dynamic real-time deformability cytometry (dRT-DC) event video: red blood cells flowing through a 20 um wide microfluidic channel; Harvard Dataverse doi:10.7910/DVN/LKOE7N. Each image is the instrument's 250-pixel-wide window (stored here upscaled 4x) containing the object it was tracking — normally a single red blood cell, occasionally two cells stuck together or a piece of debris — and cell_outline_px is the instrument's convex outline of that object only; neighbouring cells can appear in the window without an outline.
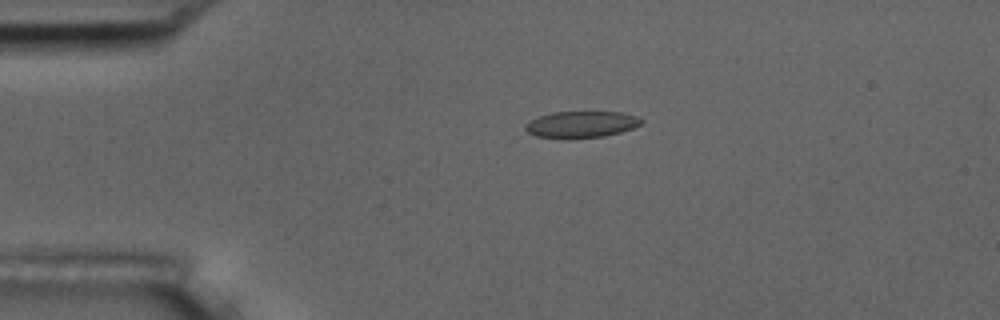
{"species": "common noctule bat (a hibernating species)", "species_latin": "Nyctalus noctula", "temperature_condition": "room temperature", "stored_images_in_passage": 5, "camera_frame_rate_fps": 3000, "um_per_image_px": 0.085, "animal": {"sex": "male", "body_mass_g": 17.5, "forearm_length_mm": 52.3}, "frame": {"image": 1, "passage_image": 4, "time_ms": 3.667, "image_size_px": [1000, 320], "cell_outline_px": [[644, 120], [640, 124], [632, 128], [620, 132], [604, 136], [568, 140], [536, 136], [528, 132], [524, 128], [524, 124], [540, 116], [552, 112], [620, 112], [640, 116]], "centroid_in_image_um": [49.41, 10.59], "position_along_channel_um": 35.6, "area_um2": 18.21}}